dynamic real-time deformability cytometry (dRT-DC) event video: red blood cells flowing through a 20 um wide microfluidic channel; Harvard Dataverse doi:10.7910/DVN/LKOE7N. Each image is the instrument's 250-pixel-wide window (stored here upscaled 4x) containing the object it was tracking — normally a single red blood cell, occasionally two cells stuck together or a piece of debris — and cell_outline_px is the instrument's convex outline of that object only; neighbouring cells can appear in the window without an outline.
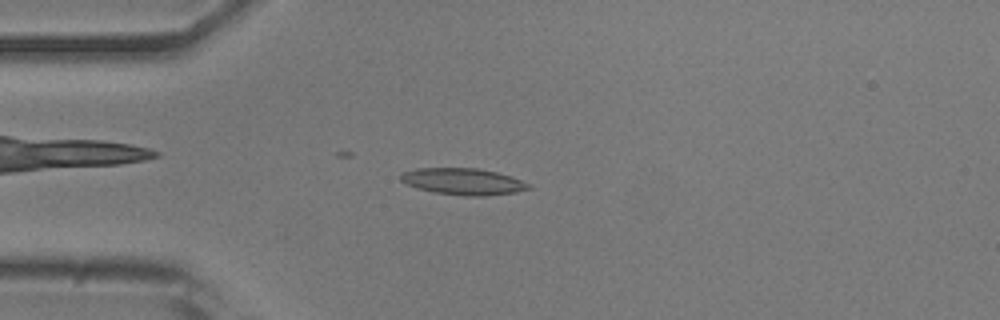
{"species": "common noctule bat (a hibernating species)", "species_latin": "Nyctalus noctula", "temperature_condition": "room temperature", "stored_images_in_passage": 3, "camera_frame_rate_fps": 3000, "um_per_image_px": 0.085, "animal": {"sex": "male", "body_mass_g": 20.5, "forearm_length_mm": 52.5}, "frame": {"image": 1, "passage_image": 3, "time_ms": 2.333, "image_size_px": [1000, 320], "cell_outline_px": [[532, 188], [516, 192], [488, 196], [464, 196], [436, 192], [416, 188], [400, 180], [400, 172], [416, 168], [476, 168], [496, 172], [512, 176], [532, 184]], "centroid_in_image_um": [39.4, 15.43], "position_along_channel_um": 45.6, "area_um2": 20.0}}